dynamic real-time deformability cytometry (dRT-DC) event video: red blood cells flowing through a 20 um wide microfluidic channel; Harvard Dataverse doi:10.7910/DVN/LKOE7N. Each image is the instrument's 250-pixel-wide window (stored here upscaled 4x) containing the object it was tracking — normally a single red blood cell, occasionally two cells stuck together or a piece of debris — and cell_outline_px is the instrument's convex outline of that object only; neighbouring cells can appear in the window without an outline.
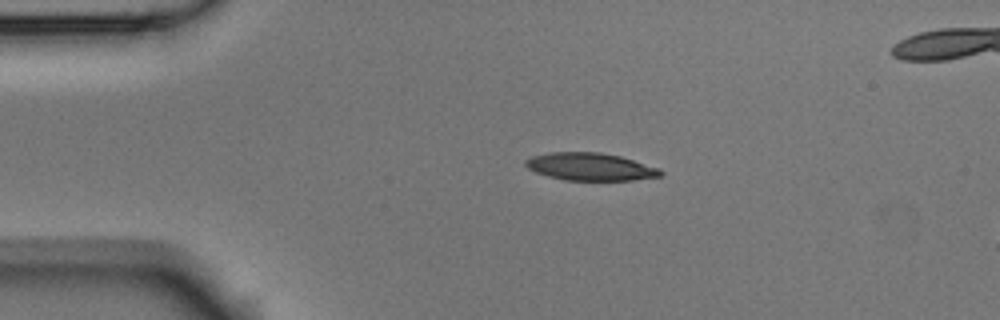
{"species": "Egyptian fruit bat (a non-hibernating species)", "species_latin": "Rousettus aegyptiacus", "temperature_condition": "room temperature", "stored_images_in_passage": 5, "camera_frame_rate_fps": 3000, "um_per_image_px": 0.085, "animal": {"sex": "male"}, "frame": {"image": 1, "passage_image": 3, "time_ms": 0.667, "image_size_px": [1000, 320], "cell_outline_px": [[664, 176], [632, 180], [564, 180], [548, 176], [536, 172], [528, 168], [524, 164], [524, 160], [532, 156], [552, 152], [600, 152], [620, 156], [660, 168], [664, 172]], "centroid_in_image_um": [50.2, 14.17], "position_along_channel_um": 34.8, "area_um2": 21.79}}